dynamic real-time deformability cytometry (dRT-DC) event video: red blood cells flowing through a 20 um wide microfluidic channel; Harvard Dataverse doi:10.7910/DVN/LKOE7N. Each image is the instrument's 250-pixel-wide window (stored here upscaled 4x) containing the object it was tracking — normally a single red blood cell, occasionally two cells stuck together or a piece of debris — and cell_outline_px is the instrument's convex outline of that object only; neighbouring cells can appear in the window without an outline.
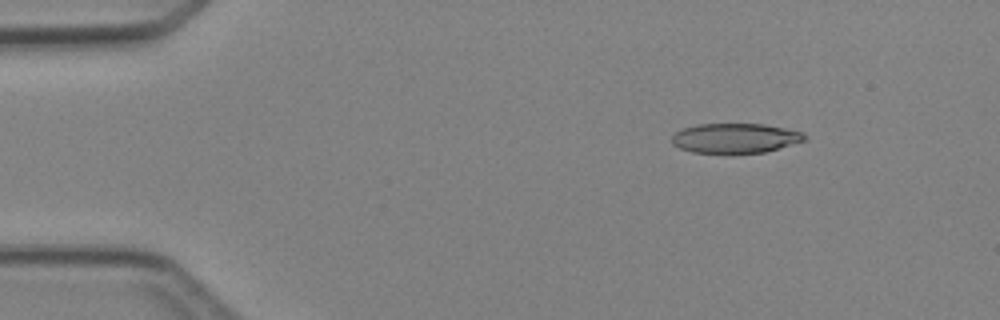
{"species": "Egyptian fruit bat (a non-hibernating species)", "species_latin": "Rousettus aegyptiacus", "temperature_condition": "cold", "stored_images_in_passage": 3, "camera_frame_rate_fps": 3000, "um_per_image_px": 0.085, "animal": {"sex": "female"}, "frame": {"image": 1, "passage_image": 1, "time_ms": 0.0, "image_size_px": [1000, 320], "cell_outline_px": [[808, 140], [764, 152], [732, 156], [692, 152], [680, 148], [672, 144], [672, 136], [676, 132], [684, 128], [696, 124], [764, 124], [784, 128], [800, 132], [808, 136]], "centroid_in_image_um": [62.48, 11.79], "position_along_channel_um": 22.5, "area_um2": 23.76}}